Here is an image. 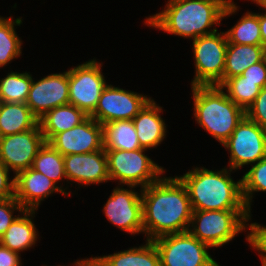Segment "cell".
Returning <instances> with one entry per match:
<instances>
[{"mask_svg":"<svg viewBox=\"0 0 266 266\" xmlns=\"http://www.w3.org/2000/svg\"><path fill=\"white\" fill-rule=\"evenodd\" d=\"M140 192L143 233L148 240L189 230L193 210L186 186L178 176L161 177Z\"/></svg>","mask_w":266,"mask_h":266,"instance_id":"cell-1","label":"cell"},{"mask_svg":"<svg viewBox=\"0 0 266 266\" xmlns=\"http://www.w3.org/2000/svg\"><path fill=\"white\" fill-rule=\"evenodd\" d=\"M167 2L164 10L149 16L145 24L193 40L218 31L216 28L211 29L212 26L220 25L223 18L239 10L232 0H168Z\"/></svg>","mask_w":266,"mask_h":266,"instance_id":"cell-2","label":"cell"},{"mask_svg":"<svg viewBox=\"0 0 266 266\" xmlns=\"http://www.w3.org/2000/svg\"><path fill=\"white\" fill-rule=\"evenodd\" d=\"M227 169L196 167L178 177L186 186L192 210H249L242 195V179L234 181L230 177L233 170Z\"/></svg>","mask_w":266,"mask_h":266,"instance_id":"cell-3","label":"cell"},{"mask_svg":"<svg viewBox=\"0 0 266 266\" xmlns=\"http://www.w3.org/2000/svg\"><path fill=\"white\" fill-rule=\"evenodd\" d=\"M191 89L196 122L223 144L244 118L245 111L219 86H192Z\"/></svg>","mask_w":266,"mask_h":266,"instance_id":"cell-4","label":"cell"},{"mask_svg":"<svg viewBox=\"0 0 266 266\" xmlns=\"http://www.w3.org/2000/svg\"><path fill=\"white\" fill-rule=\"evenodd\" d=\"M249 210H193L189 232L210 247L229 243L246 230L251 218ZM192 227V228H191Z\"/></svg>","mask_w":266,"mask_h":266,"instance_id":"cell-5","label":"cell"},{"mask_svg":"<svg viewBox=\"0 0 266 266\" xmlns=\"http://www.w3.org/2000/svg\"><path fill=\"white\" fill-rule=\"evenodd\" d=\"M145 148L133 151L105 149L110 180H119L120 184L140 186L141 189L158 181L165 172L145 153ZM160 175V176H159Z\"/></svg>","mask_w":266,"mask_h":266,"instance_id":"cell-6","label":"cell"},{"mask_svg":"<svg viewBox=\"0 0 266 266\" xmlns=\"http://www.w3.org/2000/svg\"><path fill=\"white\" fill-rule=\"evenodd\" d=\"M159 252L161 266H220L210 255V248L189 231L167 234L152 240Z\"/></svg>","mask_w":266,"mask_h":266,"instance_id":"cell-7","label":"cell"},{"mask_svg":"<svg viewBox=\"0 0 266 266\" xmlns=\"http://www.w3.org/2000/svg\"><path fill=\"white\" fill-rule=\"evenodd\" d=\"M224 32H214L193 40L195 77L191 86H220L223 83L226 49Z\"/></svg>","mask_w":266,"mask_h":266,"instance_id":"cell-8","label":"cell"},{"mask_svg":"<svg viewBox=\"0 0 266 266\" xmlns=\"http://www.w3.org/2000/svg\"><path fill=\"white\" fill-rule=\"evenodd\" d=\"M222 145L230 151L231 170L255 164L266 156V129L245 115Z\"/></svg>","mask_w":266,"mask_h":266,"instance_id":"cell-9","label":"cell"},{"mask_svg":"<svg viewBox=\"0 0 266 266\" xmlns=\"http://www.w3.org/2000/svg\"><path fill=\"white\" fill-rule=\"evenodd\" d=\"M99 62L89 60L69 69V103L90 116L107 86Z\"/></svg>","mask_w":266,"mask_h":266,"instance_id":"cell-10","label":"cell"},{"mask_svg":"<svg viewBox=\"0 0 266 266\" xmlns=\"http://www.w3.org/2000/svg\"><path fill=\"white\" fill-rule=\"evenodd\" d=\"M150 99L136 92L107 85L90 117L101 125L115 120H133Z\"/></svg>","mask_w":266,"mask_h":266,"instance_id":"cell-11","label":"cell"},{"mask_svg":"<svg viewBox=\"0 0 266 266\" xmlns=\"http://www.w3.org/2000/svg\"><path fill=\"white\" fill-rule=\"evenodd\" d=\"M45 142L39 123L28 131L4 136L0 144V162L16 176L19 172L32 167L38 151Z\"/></svg>","mask_w":266,"mask_h":266,"instance_id":"cell-12","label":"cell"},{"mask_svg":"<svg viewBox=\"0 0 266 266\" xmlns=\"http://www.w3.org/2000/svg\"><path fill=\"white\" fill-rule=\"evenodd\" d=\"M129 188H114L103 211L113 225L135 235L143 232L142 193Z\"/></svg>","mask_w":266,"mask_h":266,"instance_id":"cell-13","label":"cell"},{"mask_svg":"<svg viewBox=\"0 0 266 266\" xmlns=\"http://www.w3.org/2000/svg\"><path fill=\"white\" fill-rule=\"evenodd\" d=\"M68 103L69 70L47 75L37 82L32 80L26 104L38 119L49 110Z\"/></svg>","mask_w":266,"mask_h":266,"instance_id":"cell-14","label":"cell"},{"mask_svg":"<svg viewBox=\"0 0 266 266\" xmlns=\"http://www.w3.org/2000/svg\"><path fill=\"white\" fill-rule=\"evenodd\" d=\"M49 143L63 156L104 149L102 125L88 117L80 125L56 134Z\"/></svg>","mask_w":266,"mask_h":266,"instance_id":"cell-15","label":"cell"},{"mask_svg":"<svg viewBox=\"0 0 266 266\" xmlns=\"http://www.w3.org/2000/svg\"><path fill=\"white\" fill-rule=\"evenodd\" d=\"M64 168L67 181L79 185L104 183L110 180L105 149L84 154L65 155Z\"/></svg>","mask_w":266,"mask_h":266,"instance_id":"cell-16","label":"cell"},{"mask_svg":"<svg viewBox=\"0 0 266 266\" xmlns=\"http://www.w3.org/2000/svg\"><path fill=\"white\" fill-rule=\"evenodd\" d=\"M15 178V199L25 210H38L45 198L54 192L69 195V191L56 186V183L46 175L32 167L19 172Z\"/></svg>","mask_w":266,"mask_h":266,"instance_id":"cell-17","label":"cell"},{"mask_svg":"<svg viewBox=\"0 0 266 266\" xmlns=\"http://www.w3.org/2000/svg\"><path fill=\"white\" fill-rule=\"evenodd\" d=\"M161 110L162 107L150 99L132 120L142 148H155L165 138L167 127L159 114Z\"/></svg>","mask_w":266,"mask_h":266,"instance_id":"cell-18","label":"cell"},{"mask_svg":"<svg viewBox=\"0 0 266 266\" xmlns=\"http://www.w3.org/2000/svg\"><path fill=\"white\" fill-rule=\"evenodd\" d=\"M89 116L74 105L68 103L49 110L39 120V126L46 142L56 134L80 125Z\"/></svg>","mask_w":266,"mask_h":266,"instance_id":"cell-19","label":"cell"},{"mask_svg":"<svg viewBox=\"0 0 266 266\" xmlns=\"http://www.w3.org/2000/svg\"><path fill=\"white\" fill-rule=\"evenodd\" d=\"M22 214L23 216L18 215L0 238V243L3 246L17 253L35 245L37 236H39L32 221L35 210H24Z\"/></svg>","mask_w":266,"mask_h":266,"instance_id":"cell-20","label":"cell"},{"mask_svg":"<svg viewBox=\"0 0 266 266\" xmlns=\"http://www.w3.org/2000/svg\"><path fill=\"white\" fill-rule=\"evenodd\" d=\"M265 58L262 45H240L228 43L225 56L223 82L226 79L241 75L249 66Z\"/></svg>","mask_w":266,"mask_h":266,"instance_id":"cell-21","label":"cell"},{"mask_svg":"<svg viewBox=\"0 0 266 266\" xmlns=\"http://www.w3.org/2000/svg\"><path fill=\"white\" fill-rule=\"evenodd\" d=\"M38 120L26 103H1L0 131L3 137L33 129Z\"/></svg>","mask_w":266,"mask_h":266,"instance_id":"cell-22","label":"cell"},{"mask_svg":"<svg viewBox=\"0 0 266 266\" xmlns=\"http://www.w3.org/2000/svg\"><path fill=\"white\" fill-rule=\"evenodd\" d=\"M146 245L97 257L105 266H161L159 252L152 240Z\"/></svg>","mask_w":266,"mask_h":266,"instance_id":"cell-23","label":"cell"},{"mask_svg":"<svg viewBox=\"0 0 266 266\" xmlns=\"http://www.w3.org/2000/svg\"><path fill=\"white\" fill-rule=\"evenodd\" d=\"M104 149L133 151L142 148L132 120H115L102 125Z\"/></svg>","mask_w":266,"mask_h":266,"instance_id":"cell-24","label":"cell"},{"mask_svg":"<svg viewBox=\"0 0 266 266\" xmlns=\"http://www.w3.org/2000/svg\"><path fill=\"white\" fill-rule=\"evenodd\" d=\"M225 35L228 43L262 45L259 13L246 12Z\"/></svg>","mask_w":266,"mask_h":266,"instance_id":"cell-25","label":"cell"},{"mask_svg":"<svg viewBox=\"0 0 266 266\" xmlns=\"http://www.w3.org/2000/svg\"><path fill=\"white\" fill-rule=\"evenodd\" d=\"M219 87L226 90L229 99L244 111L253 104L261 90L259 82L245 80L241 75L226 79Z\"/></svg>","mask_w":266,"mask_h":266,"instance_id":"cell-26","label":"cell"},{"mask_svg":"<svg viewBox=\"0 0 266 266\" xmlns=\"http://www.w3.org/2000/svg\"><path fill=\"white\" fill-rule=\"evenodd\" d=\"M21 23L20 17L12 20V17L0 16V67L6 66L11 60L20 57L22 41L14 27L20 26Z\"/></svg>","mask_w":266,"mask_h":266,"instance_id":"cell-27","label":"cell"},{"mask_svg":"<svg viewBox=\"0 0 266 266\" xmlns=\"http://www.w3.org/2000/svg\"><path fill=\"white\" fill-rule=\"evenodd\" d=\"M32 168L46 175L56 184H58L59 180L67 179L65 175L63 155L49 142H45L38 151Z\"/></svg>","mask_w":266,"mask_h":266,"instance_id":"cell-28","label":"cell"},{"mask_svg":"<svg viewBox=\"0 0 266 266\" xmlns=\"http://www.w3.org/2000/svg\"><path fill=\"white\" fill-rule=\"evenodd\" d=\"M29 72H10L0 79V98L2 102L26 103L32 84Z\"/></svg>","mask_w":266,"mask_h":266,"instance_id":"cell-29","label":"cell"},{"mask_svg":"<svg viewBox=\"0 0 266 266\" xmlns=\"http://www.w3.org/2000/svg\"><path fill=\"white\" fill-rule=\"evenodd\" d=\"M242 179V195L249 211L254 192L266 191V156L252 165Z\"/></svg>","mask_w":266,"mask_h":266,"instance_id":"cell-30","label":"cell"},{"mask_svg":"<svg viewBox=\"0 0 266 266\" xmlns=\"http://www.w3.org/2000/svg\"><path fill=\"white\" fill-rule=\"evenodd\" d=\"M15 210L20 213H23L25 210L15 197L7 200H0V238L18 217L13 216Z\"/></svg>","mask_w":266,"mask_h":266,"instance_id":"cell-31","label":"cell"},{"mask_svg":"<svg viewBox=\"0 0 266 266\" xmlns=\"http://www.w3.org/2000/svg\"><path fill=\"white\" fill-rule=\"evenodd\" d=\"M246 116L266 129V87L260 90L253 104L245 111Z\"/></svg>","mask_w":266,"mask_h":266,"instance_id":"cell-32","label":"cell"},{"mask_svg":"<svg viewBox=\"0 0 266 266\" xmlns=\"http://www.w3.org/2000/svg\"><path fill=\"white\" fill-rule=\"evenodd\" d=\"M250 233L246 237L251 247L260 252L266 258V226L258 223H251L249 226Z\"/></svg>","mask_w":266,"mask_h":266,"instance_id":"cell-33","label":"cell"},{"mask_svg":"<svg viewBox=\"0 0 266 266\" xmlns=\"http://www.w3.org/2000/svg\"><path fill=\"white\" fill-rule=\"evenodd\" d=\"M241 76L245 77V80L259 82V87L261 89L266 87V58L249 66L243 71Z\"/></svg>","mask_w":266,"mask_h":266,"instance_id":"cell-34","label":"cell"},{"mask_svg":"<svg viewBox=\"0 0 266 266\" xmlns=\"http://www.w3.org/2000/svg\"><path fill=\"white\" fill-rule=\"evenodd\" d=\"M9 171L10 170L0 162V200H7L15 197V178L10 180Z\"/></svg>","mask_w":266,"mask_h":266,"instance_id":"cell-35","label":"cell"},{"mask_svg":"<svg viewBox=\"0 0 266 266\" xmlns=\"http://www.w3.org/2000/svg\"><path fill=\"white\" fill-rule=\"evenodd\" d=\"M19 254L0 243V266H22Z\"/></svg>","mask_w":266,"mask_h":266,"instance_id":"cell-36","label":"cell"},{"mask_svg":"<svg viewBox=\"0 0 266 266\" xmlns=\"http://www.w3.org/2000/svg\"><path fill=\"white\" fill-rule=\"evenodd\" d=\"M259 26H260V33L262 37V46L266 48V14L259 13Z\"/></svg>","mask_w":266,"mask_h":266,"instance_id":"cell-37","label":"cell"},{"mask_svg":"<svg viewBox=\"0 0 266 266\" xmlns=\"http://www.w3.org/2000/svg\"><path fill=\"white\" fill-rule=\"evenodd\" d=\"M75 266H95V257H91L90 259H81V260H77V262L75 261L74 263ZM61 266V265H60Z\"/></svg>","mask_w":266,"mask_h":266,"instance_id":"cell-38","label":"cell"},{"mask_svg":"<svg viewBox=\"0 0 266 266\" xmlns=\"http://www.w3.org/2000/svg\"><path fill=\"white\" fill-rule=\"evenodd\" d=\"M252 1L258 4V6L262 7L264 10H266V0H252Z\"/></svg>","mask_w":266,"mask_h":266,"instance_id":"cell-39","label":"cell"},{"mask_svg":"<svg viewBox=\"0 0 266 266\" xmlns=\"http://www.w3.org/2000/svg\"><path fill=\"white\" fill-rule=\"evenodd\" d=\"M95 266H105L97 257H95Z\"/></svg>","mask_w":266,"mask_h":266,"instance_id":"cell-40","label":"cell"},{"mask_svg":"<svg viewBox=\"0 0 266 266\" xmlns=\"http://www.w3.org/2000/svg\"><path fill=\"white\" fill-rule=\"evenodd\" d=\"M259 256L261 257V263H262V266H266V258L263 257L261 254H259Z\"/></svg>","mask_w":266,"mask_h":266,"instance_id":"cell-41","label":"cell"},{"mask_svg":"<svg viewBox=\"0 0 266 266\" xmlns=\"http://www.w3.org/2000/svg\"><path fill=\"white\" fill-rule=\"evenodd\" d=\"M2 138H3V136H2L1 131H0V144L2 142Z\"/></svg>","mask_w":266,"mask_h":266,"instance_id":"cell-42","label":"cell"}]
</instances>
